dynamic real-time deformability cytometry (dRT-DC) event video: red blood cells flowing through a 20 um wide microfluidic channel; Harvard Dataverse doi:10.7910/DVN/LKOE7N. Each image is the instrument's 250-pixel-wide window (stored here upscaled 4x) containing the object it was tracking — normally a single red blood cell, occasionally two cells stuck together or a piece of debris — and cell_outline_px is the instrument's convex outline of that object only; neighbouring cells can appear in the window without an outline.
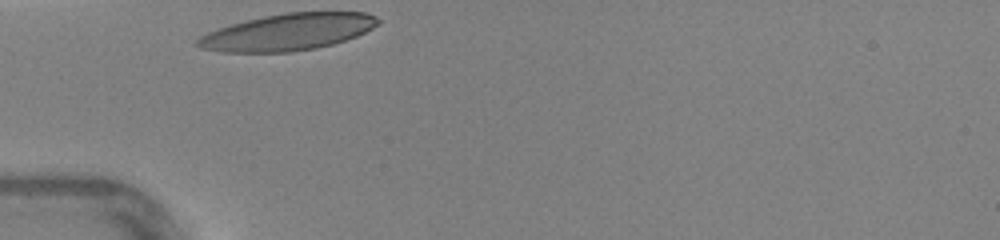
{"species": "human", "species_latin": "Homo sapiens", "temperature_condition": "warm", "stored_images_in_passage": 23, "camera_frame_rate_fps": 3000, "um_per_image_px": 0.085, "donor": {"sex": "female"}, "frame": {"image": 1, "passage_image": 1, "time_ms": 0.0, "image_size_px": [1000, 240], "cell_outline_px": [[380, 20], [372, 28], [356, 36], [332, 44], [316, 48], [292, 52], [224, 52], [200, 48], [196, 44], [196, 40], [200, 36], [208, 32], [232, 24], [264, 16], [284, 12], [368, 12], [376, 16]], "centroid_in_image_um": [24.47, 2.72], "position_along_channel_um": 60.5, "area_um2": 38.38}}
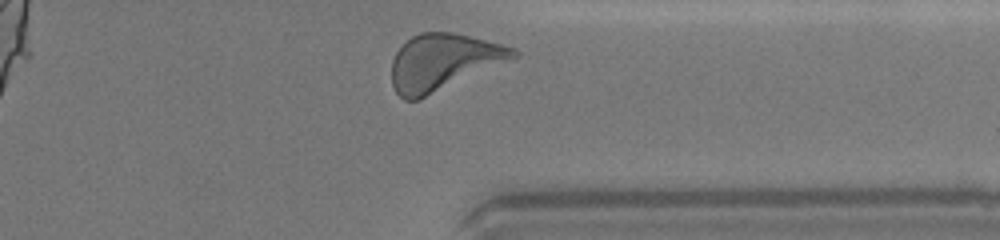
{"frame": {"image": 2, "passage_image": 23, "time_ms": 7.333, "image_size_px": [1000, 240], "cell_outline_px": [[520, 56], [512, 60], [420, 100], [404, 100], [396, 92], [392, 84], [392, 60], [396, 52], [412, 36], [420, 32], [452, 32], [472, 36], [516, 48], [520, 52]], "centroid_in_image_um": [37.72, 5.29], "position_along_channel_um": 373.7, "area_um2": 40.4}, "authors_computed_cell_mechanics": {"area_um2": 37.281, "velocity_mm_per_s": 4.3443, "shape_relaxation_time_tau1_ms": 4.4945, "shape_relaxation_time_tau2_ms": 1.0382, "deformation_change_tau1": 0.2008, "deformation_change_tau2": 0.0868}}